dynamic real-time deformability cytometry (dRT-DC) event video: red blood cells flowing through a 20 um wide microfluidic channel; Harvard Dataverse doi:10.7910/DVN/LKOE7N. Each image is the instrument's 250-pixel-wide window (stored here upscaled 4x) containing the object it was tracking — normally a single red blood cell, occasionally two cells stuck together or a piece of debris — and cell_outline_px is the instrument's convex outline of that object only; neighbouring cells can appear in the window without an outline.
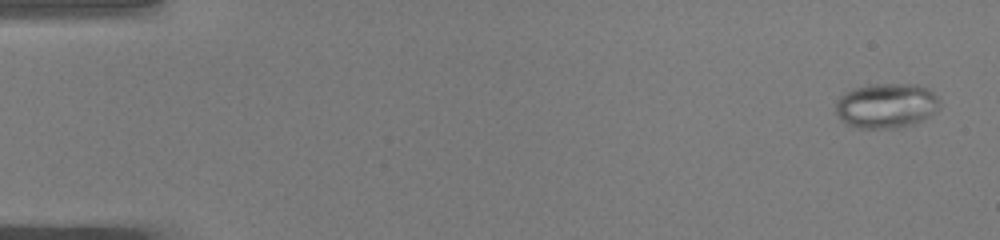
{"species": "common noctule bat (a hibernating species)", "species_latin": "Nyctalus noctula", "temperature_condition": "warm", "stored_images_in_passage": 50, "camera_frame_rate_fps": 3000, "um_per_image_px": 0.085, "animal": {"sex": "male", "body_mass_g": 19.0, "forearm_length_mm": 50.8}, "frame": {"image": 1, "passage_image": 2, "time_ms": 0.333, "image_size_px": [1000, 240], "cell_outline_px": [[940, 108], [936, 112], [924, 120], [912, 124], [896, 128], [856, 128], [840, 120], [836, 116], [836, 100], [844, 92], [856, 88], [872, 84], [916, 84], [932, 92], [940, 100]], "centroid_in_image_um": [75.33, 8.99], "position_along_channel_um": 9.7, "area_um2": 27.4}}
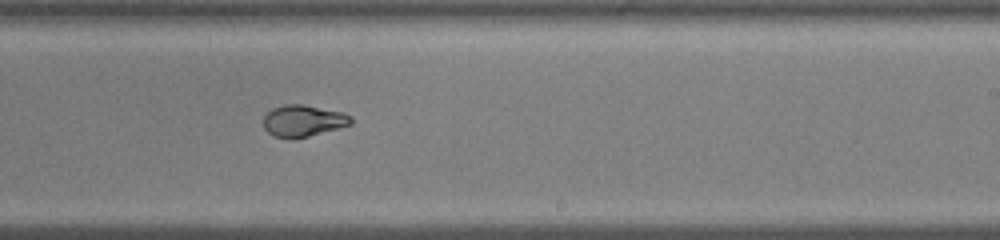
{"frame": {"image": 2, "passage_image": 31, "time_ms": 10.0, "image_size_px": [1000, 240], "cell_outline_px": [[352, 124], [340, 128], [296, 140], [288, 140], [272, 136], [264, 128], [264, 116], [272, 108], [284, 104], [304, 104], [344, 112], [352, 116]], "centroid_in_image_um": [25.78, 10.29], "position_along_channel_um": 263.2, "area_um2": 16.7}}
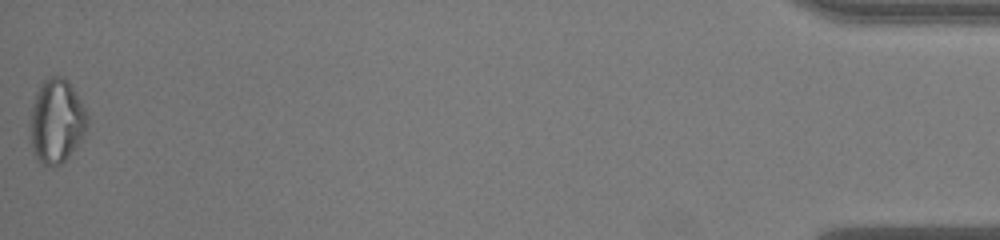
{"frame": {"image": 3, "passage_image": 50, "time_ms": 16.333, "image_size_px": [1000, 240], "cell_outline_px": [[88, 124], [80, 140], [68, 156], [60, 164], [40, 164], [32, 152], [28, 140], [28, 124], [32, 104], [36, 92], [44, 80], [52, 76], [64, 76], [68, 80], [80, 100], [88, 116]], "centroid_in_image_um": [4.74, 10.29], "position_along_channel_um": 430.5, "area_um2": 28.26}}